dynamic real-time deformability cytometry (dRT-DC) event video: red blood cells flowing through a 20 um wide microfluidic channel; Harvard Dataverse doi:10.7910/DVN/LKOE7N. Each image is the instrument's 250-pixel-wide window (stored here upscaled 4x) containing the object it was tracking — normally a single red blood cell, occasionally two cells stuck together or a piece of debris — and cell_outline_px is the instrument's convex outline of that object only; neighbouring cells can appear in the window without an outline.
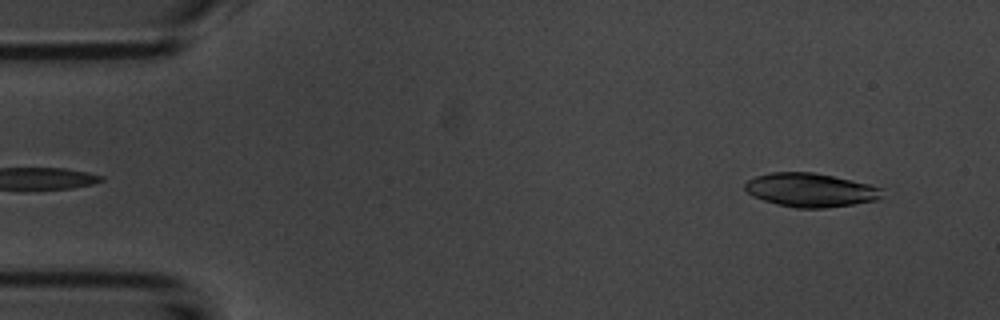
{"species": "common noctule bat (a hibernating species)", "species_latin": "Nyctalus noctula", "temperature_condition": "room temperature", "stored_images_in_passage": 49, "camera_frame_rate_fps": 3000, "um_per_image_px": 0.085, "animal": {"sex": "male", "body_mass_g": 20.1, "forearm_length_mm": 53.5}, "frame": {"image": 1, "passage_image": 2, "time_ms": 0.333, "image_size_px": [1000, 320], "cell_outline_px": [[884, 196], [876, 200], [828, 208], [796, 208], [776, 204], [752, 196], [744, 188], [744, 184], [748, 180], [756, 176], [772, 172], [812, 172], [852, 180], [884, 188]], "centroid_in_image_um": [68.91, 16.15], "position_along_channel_um": 16.1, "area_um2": 27.05}}
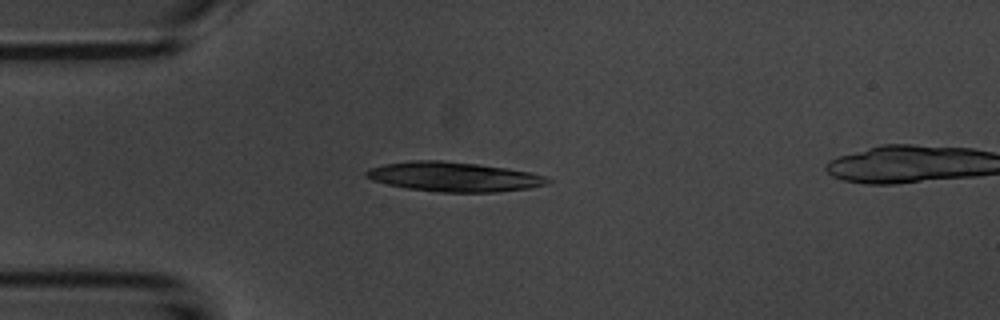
{"frame": {"image": 2, "passage_image": 11, "time_ms": 3.333, "image_size_px": [1000, 320], "cell_outline_px": [[552, 180], [544, 184], [528, 188], [496, 192], [436, 192], [408, 188], [388, 184], [372, 180], [364, 176], [364, 172], [368, 168], [384, 164], [412, 160], [444, 160], [508, 168], [528, 172], [544, 176]], "centroid_in_image_um": [38.51, 15.02], "position_along_channel_um": 46.5, "area_um2": 31.15}}